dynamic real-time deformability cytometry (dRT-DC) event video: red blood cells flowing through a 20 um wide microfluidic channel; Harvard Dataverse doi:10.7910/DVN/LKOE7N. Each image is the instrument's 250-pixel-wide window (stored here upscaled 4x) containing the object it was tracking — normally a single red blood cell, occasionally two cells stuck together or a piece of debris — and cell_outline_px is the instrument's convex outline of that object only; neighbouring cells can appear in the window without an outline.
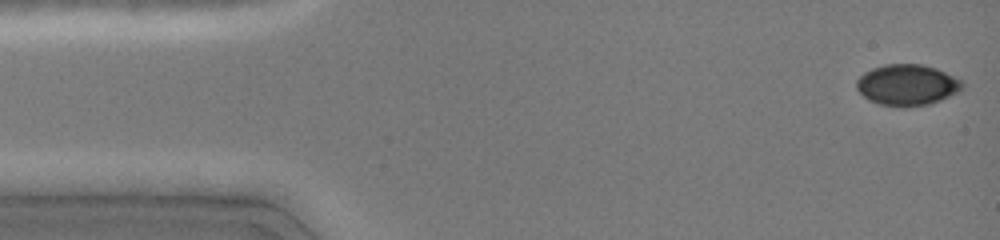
{"species": "common noctule bat (a hibernating species)", "species_latin": "Nyctalus noctula", "temperature_condition": "cold", "stored_images_in_passage": 37, "camera_frame_rate_fps": 3000, "um_per_image_px": 0.085, "animal": {"sex": "female", "body_mass_g": 19.0, "forearm_length_mm": 51.5}, "frame": {"image": 1, "passage_image": 1, "time_ms": 0.0, "image_size_px": [1000, 240], "cell_outline_px": [[964, 88], [960, 92], [940, 100], [928, 104], [880, 104], [868, 100], [856, 88], [856, 80], [864, 72], [872, 68], [884, 64], [924, 64], [936, 68], [960, 80], [964, 84]], "centroid_in_image_um": [77.11, 7.18], "position_along_channel_um": 7.9, "area_um2": 24.8}}
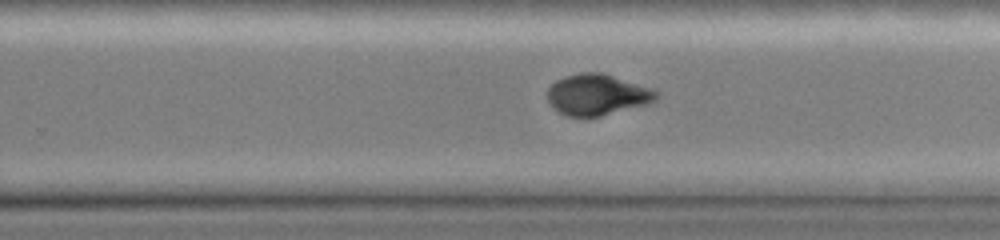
{"frame": {"image": 2, "passage_image": 20, "time_ms": 9.333, "image_size_px": [1000, 240], "cell_outline_px": [[660, 92], [656, 100], [648, 104], [600, 116], [568, 116], [556, 112], [552, 108], [548, 100], [548, 88], [556, 80], [564, 76], [580, 72], [600, 72], [652, 88]], "centroid_in_image_um": [50.75, 8.05], "position_along_channel_um": 279.0, "area_um2": 26.13}}
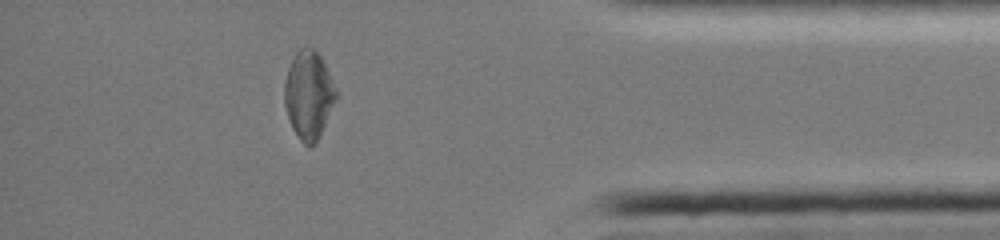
{"frame": {"image": 3, "passage_image": 32, "time_ms": 13.0, "image_size_px": [1000, 240], "cell_outline_px": [[340, 92], [320, 136], [312, 144], [304, 144], [300, 140], [292, 128], [288, 120], [284, 104], [284, 84], [288, 68], [296, 52], [300, 48], [308, 44], [316, 48]], "centroid_in_image_um": [26.26, 8.01], "position_along_channel_um": 408.9, "area_um2": 26.99}}